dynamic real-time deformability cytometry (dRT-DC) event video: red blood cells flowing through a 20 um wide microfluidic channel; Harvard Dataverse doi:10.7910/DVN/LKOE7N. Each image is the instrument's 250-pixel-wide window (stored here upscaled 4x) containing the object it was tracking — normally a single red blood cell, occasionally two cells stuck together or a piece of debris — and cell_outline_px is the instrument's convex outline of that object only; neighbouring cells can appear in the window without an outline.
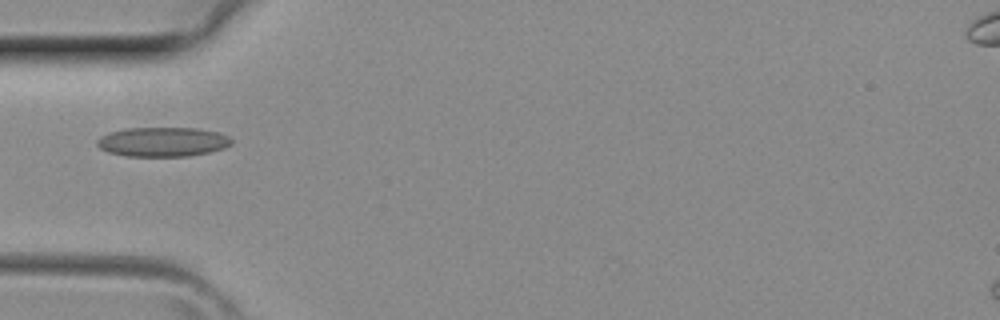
{"species": "common noctule bat (a hibernating species)", "species_latin": "Nyctalus noctula", "temperature_condition": "room temperature", "stored_images_in_passage": 2, "camera_frame_rate_fps": 3000, "um_per_image_px": 0.085, "animal": {"sex": "female", "body_mass_g": 29.2, "forearm_length_mm": 56.3}, "frame": {"image": 1, "passage_image": 2, "time_ms": 0.333, "image_size_px": [1000, 320], "cell_outline_px": [[232, 144], [224, 148], [208, 152], [188, 156], [128, 156], [108, 152], [100, 148], [96, 144], [96, 140], [100, 136], [108, 132], [124, 128], [196, 128], [220, 132], [228, 136], [232, 140]], "centroid_in_image_um": [13.81, 12.05], "position_along_channel_um": 71.2, "area_um2": 23.18}}